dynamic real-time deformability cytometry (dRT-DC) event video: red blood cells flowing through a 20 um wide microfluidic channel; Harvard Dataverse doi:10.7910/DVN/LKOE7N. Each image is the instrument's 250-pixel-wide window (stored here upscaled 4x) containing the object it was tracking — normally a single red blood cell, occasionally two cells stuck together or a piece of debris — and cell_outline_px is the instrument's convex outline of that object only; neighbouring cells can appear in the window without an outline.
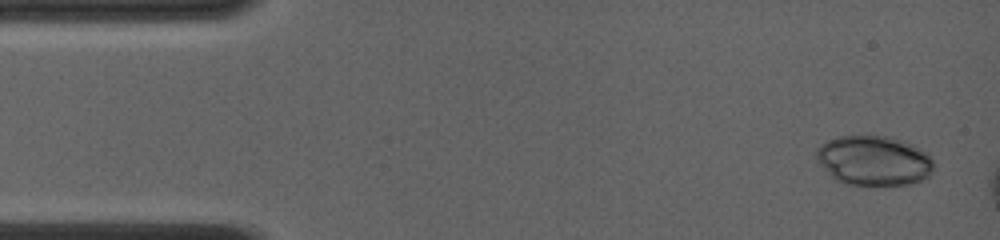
{"species": "common noctule bat (a hibernating species)", "species_latin": "Nyctalus noctula", "temperature_condition": "room temperature", "stored_images_in_passage": 4, "camera_frame_rate_fps": 4000, "um_per_image_px": 0.085, "animal": {"sex": "female", "body_mass_g": 19.0, "forearm_length_mm": 56.7}, "frame": {"image": 1, "passage_image": 1, "time_ms": 0.0, "image_size_px": [1000, 240], "cell_outline_px": [[932, 172], [928, 176], [920, 180], [908, 184], [848, 184], [836, 180], [816, 160], [816, 148], [820, 144], [836, 136], [888, 136], [912, 144], [928, 152], [932, 160]], "centroid_in_image_um": [74.26, 13.63], "position_along_channel_um": 10.7, "area_um2": 33.81}}